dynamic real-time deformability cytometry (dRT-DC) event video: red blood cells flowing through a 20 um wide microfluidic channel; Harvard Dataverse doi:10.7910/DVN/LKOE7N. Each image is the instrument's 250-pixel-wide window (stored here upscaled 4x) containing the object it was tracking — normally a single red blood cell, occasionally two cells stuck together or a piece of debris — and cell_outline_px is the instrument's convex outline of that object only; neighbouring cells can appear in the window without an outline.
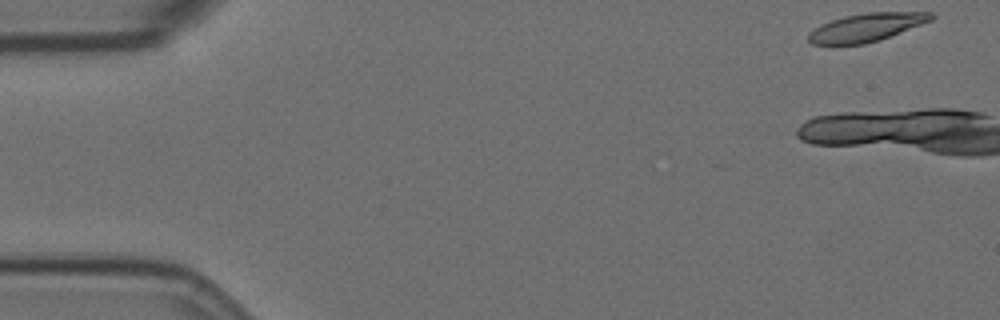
{"species": "Egyptian fruit bat (a non-hibernating species)", "species_latin": "Rousettus aegyptiacus", "temperature_condition": "room temperature", "stored_images_in_passage": 5, "camera_frame_rate_fps": 3000, "um_per_image_px": 0.085, "animal": {"sex": "female"}, "frame": {"image": 1, "passage_image": 1, "time_ms": 0.0, "image_size_px": [1000, 320], "cell_outline_px": [[936, 16], [932, 20], [880, 40], [864, 44], [832, 48], [812, 44], [808, 40], [808, 32], [820, 24], [844, 16], [868, 12], [932, 12]], "centroid_in_image_um": [73.55, 2.37], "position_along_channel_um": 11.4, "area_um2": 20.87}}